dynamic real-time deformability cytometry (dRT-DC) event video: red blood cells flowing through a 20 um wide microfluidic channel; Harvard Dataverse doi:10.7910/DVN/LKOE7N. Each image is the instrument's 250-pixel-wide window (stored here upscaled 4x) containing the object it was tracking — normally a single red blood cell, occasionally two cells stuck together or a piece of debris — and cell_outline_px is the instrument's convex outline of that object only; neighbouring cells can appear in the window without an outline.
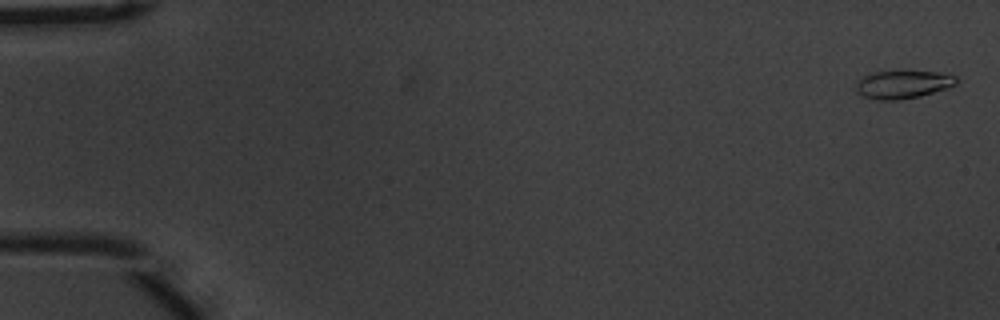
{"species": "common noctule bat (a hibernating species)", "species_latin": "Nyctalus noctula", "temperature_condition": "warm", "stored_images_in_passage": 55, "camera_frame_rate_fps": 3000, "um_per_image_px": 0.085, "animal": {"sex": "male", "body_mass_g": 20.1, "forearm_length_mm": 53.5}, "frame": {"image": 1, "passage_image": 1, "time_ms": 0.0, "image_size_px": [1000, 320], "cell_outline_px": [[960, 80], [956, 84], [948, 88], [920, 96], [900, 100], [876, 100], [860, 96], [856, 92], [856, 80], [872, 72], [904, 68], [936, 72], [956, 76]], "centroid_in_image_um": [76.72, 7.14], "position_along_channel_um": 8.3, "area_um2": 17.4}}
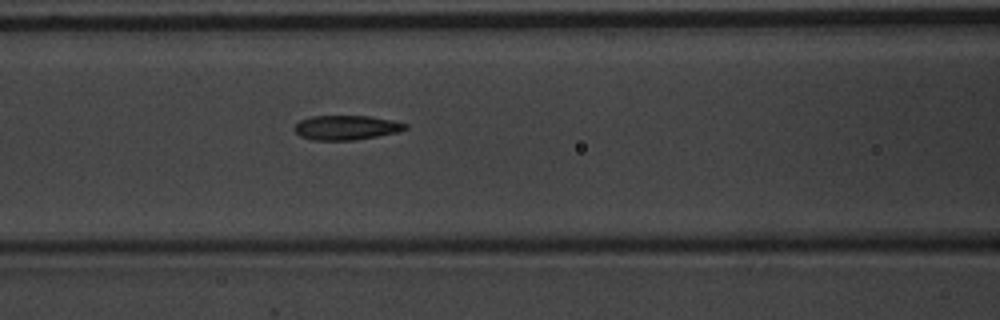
{"frame": {"image": 2, "passage_image": 24, "time_ms": 7.667, "image_size_px": [1000, 320], "cell_outline_px": [[408, 128], [396, 132], [356, 140], [312, 140], [300, 136], [292, 128], [300, 120], [312, 116], [368, 116], [392, 120], [408, 124]], "centroid_in_image_um": [29.41, 10.84], "position_along_channel_um": 137.2, "area_um2": 15.78}}
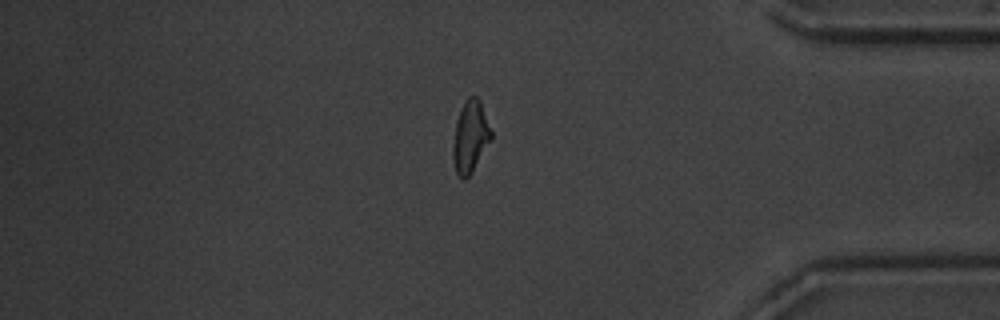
{"frame": {"image": 3, "passage_image": 47, "time_ms": 15.333, "image_size_px": [1000, 320], "cell_outline_px": [[492, 140], [472, 172], [464, 180], [456, 172], [452, 156], [452, 144], [456, 120], [460, 108], [468, 96], [476, 96], [480, 100], [492, 132]], "centroid_in_image_um": [39.97, 11.61], "position_along_channel_um": 395.2, "area_um2": 16.18}, "authors_computed_cell_mechanics": {"area_um2": 16.0684, "velocity_mm_per_s": 3.6888, "shape_relaxation_time_tau1_ms": 4.4457, "shape_relaxation_time_tau2_ms": 1.1451, "deformation_change_tau1": 0.1538, "deformation_change_tau2": 0.081}}